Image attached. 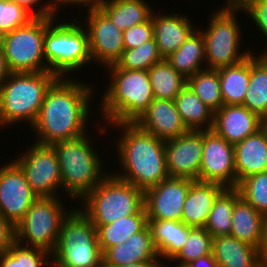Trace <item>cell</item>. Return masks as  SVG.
I'll list each match as a JSON object with an SVG mask.
<instances>
[{
  "label": "cell",
  "mask_w": 267,
  "mask_h": 267,
  "mask_svg": "<svg viewBox=\"0 0 267 267\" xmlns=\"http://www.w3.org/2000/svg\"><path fill=\"white\" fill-rule=\"evenodd\" d=\"M242 14H246L249 22L251 20V25L259 32L258 34L262 36L263 43L267 45V0H250L243 8ZM264 36V37H263ZM260 50V54H267V46L263 45ZM264 48V49H263Z\"/></svg>",
  "instance_id": "41"
},
{
  "label": "cell",
  "mask_w": 267,
  "mask_h": 267,
  "mask_svg": "<svg viewBox=\"0 0 267 267\" xmlns=\"http://www.w3.org/2000/svg\"><path fill=\"white\" fill-rule=\"evenodd\" d=\"M160 267H175V266H172L171 264H167V262H163Z\"/></svg>",
  "instance_id": "52"
},
{
  "label": "cell",
  "mask_w": 267,
  "mask_h": 267,
  "mask_svg": "<svg viewBox=\"0 0 267 267\" xmlns=\"http://www.w3.org/2000/svg\"><path fill=\"white\" fill-rule=\"evenodd\" d=\"M102 1L103 0H53V4L55 7V11L58 15L62 14V13H60V9L62 7L63 8L64 7L69 8V6H72V9L74 7H76V8L78 7L79 8L78 15H80V12L83 13L84 9L96 8L100 5V3Z\"/></svg>",
  "instance_id": "45"
},
{
  "label": "cell",
  "mask_w": 267,
  "mask_h": 267,
  "mask_svg": "<svg viewBox=\"0 0 267 267\" xmlns=\"http://www.w3.org/2000/svg\"><path fill=\"white\" fill-rule=\"evenodd\" d=\"M37 198L20 167L13 160L4 161L0 165V213L3 217L15 227Z\"/></svg>",
  "instance_id": "15"
},
{
  "label": "cell",
  "mask_w": 267,
  "mask_h": 267,
  "mask_svg": "<svg viewBox=\"0 0 267 267\" xmlns=\"http://www.w3.org/2000/svg\"><path fill=\"white\" fill-rule=\"evenodd\" d=\"M225 189L218 183L194 180L185 197L181 221L204 228L216 199Z\"/></svg>",
  "instance_id": "22"
},
{
  "label": "cell",
  "mask_w": 267,
  "mask_h": 267,
  "mask_svg": "<svg viewBox=\"0 0 267 267\" xmlns=\"http://www.w3.org/2000/svg\"><path fill=\"white\" fill-rule=\"evenodd\" d=\"M250 0H224L223 6L217 8L242 9Z\"/></svg>",
  "instance_id": "48"
},
{
  "label": "cell",
  "mask_w": 267,
  "mask_h": 267,
  "mask_svg": "<svg viewBox=\"0 0 267 267\" xmlns=\"http://www.w3.org/2000/svg\"><path fill=\"white\" fill-rule=\"evenodd\" d=\"M264 120L242 104L223 105L214 112L212 130L233 145L255 134Z\"/></svg>",
  "instance_id": "18"
},
{
  "label": "cell",
  "mask_w": 267,
  "mask_h": 267,
  "mask_svg": "<svg viewBox=\"0 0 267 267\" xmlns=\"http://www.w3.org/2000/svg\"><path fill=\"white\" fill-rule=\"evenodd\" d=\"M99 122L101 123L102 120L96 121L93 124L95 126H92L97 130L95 131L96 135L109 134L106 130L108 128L120 131L117 133L118 138L115 136L114 139H116L112 142H115V145L110 150L113 148L114 150L109 153L112 154L110 158H114L109 162L118 163L113 165L116 168L113 170L116 171L110 169L112 174L143 192L169 177L166 168L164 140L142 130L136 123H113L107 126L103 122L101 124Z\"/></svg>",
  "instance_id": "2"
},
{
  "label": "cell",
  "mask_w": 267,
  "mask_h": 267,
  "mask_svg": "<svg viewBox=\"0 0 267 267\" xmlns=\"http://www.w3.org/2000/svg\"><path fill=\"white\" fill-rule=\"evenodd\" d=\"M162 263H163L162 261H148V262L126 264L120 267H160Z\"/></svg>",
  "instance_id": "50"
},
{
  "label": "cell",
  "mask_w": 267,
  "mask_h": 267,
  "mask_svg": "<svg viewBox=\"0 0 267 267\" xmlns=\"http://www.w3.org/2000/svg\"><path fill=\"white\" fill-rule=\"evenodd\" d=\"M67 199V200H65ZM69 200V201H68ZM67 197H39L15 225V241L53 253L63 220L76 207ZM65 202H69L67 206ZM74 205V207L72 206Z\"/></svg>",
  "instance_id": "10"
},
{
  "label": "cell",
  "mask_w": 267,
  "mask_h": 267,
  "mask_svg": "<svg viewBox=\"0 0 267 267\" xmlns=\"http://www.w3.org/2000/svg\"><path fill=\"white\" fill-rule=\"evenodd\" d=\"M174 102L188 130H212L214 112L187 84L174 98Z\"/></svg>",
  "instance_id": "31"
},
{
  "label": "cell",
  "mask_w": 267,
  "mask_h": 267,
  "mask_svg": "<svg viewBox=\"0 0 267 267\" xmlns=\"http://www.w3.org/2000/svg\"><path fill=\"white\" fill-rule=\"evenodd\" d=\"M217 71L224 105L243 104L250 81V55L238 64Z\"/></svg>",
  "instance_id": "32"
},
{
  "label": "cell",
  "mask_w": 267,
  "mask_h": 267,
  "mask_svg": "<svg viewBox=\"0 0 267 267\" xmlns=\"http://www.w3.org/2000/svg\"><path fill=\"white\" fill-rule=\"evenodd\" d=\"M184 267H219V264L211 253L189 262Z\"/></svg>",
  "instance_id": "46"
},
{
  "label": "cell",
  "mask_w": 267,
  "mask_h": 267,
  "mask_svg": "<svg viewBox=\"0 0 267 267\" xmlns=\"http://www.w3.org/2000/svg\"><path fill=\"white\" fill-rule=\"evenodd\" d=\"M85 11L86 18H82V15L77 18L82 21V25L87 30L90 55L94 66L96 64L98 68L104 69L121 58L125 50L123 31L99 7Z\"/></svg>",
  "instance_id": "13"
},
{
  "label": "cell",
  "mask_w": 267,
  "mask_h": 267,
  "mask_svg": "<svg viewBox=\"0 0 267 267\" xmlns=\"http://www.w3.org/2000/svg\"><path fill=\"white\" fill-rule=\"evenodd\" d=\"M204 48V36L196 28L180 48L165 59L177 72L188 78L206 68Z\"/></svg>",
  "instance_id": "29"
},
{
  "label": "cell",
  "mask_w": 267,
  "mask_h": 267,
  "mask_svg": "<svg viewBox=\"0 0 267 267\" xmlns=\"http://www.w3.org/2000/svg\"><path fill=\"white\" fill-rule=\"evenodd\" d=\"M199 181L214 182L236 188L234 145L213 130L203 131V152Z\"/></svg>",
  "instance_id": "14"
},
{
  "label": "cell",
  "mask_w": 267,
  "mask_h": 267,
  "mask_svg": "<svg viewBox=\"0 0 267 267\" xmlns=\"http://www.w3.org/2000/svg\"><path fill=\"white\" fill-rule=\"evenodd\" d=\"M194 180L168 177L144 192L148 220L181 221L186 194Z\"/></svg>",
  "instance_id": "16"
},
{
  "label": "cell",
  "mask_w": 267,
  "mask_h": 267,
  "mask_svg": "<svg viewBox=\"0 0 267 267\" xmlns=\"http://www.w3.org/2000/svg\"><path fill=\"white\" fill-rule=\"evenodd\" d=\"M148 225L145 207L136 214L121 217L110 224H94L102 254L110 247L126 242L130 235L142 231Z\"/></svg>",
  "instance_id": "30"
},
{
  "label": "cell",
  "mask_w": 267,
  "mask_h": 267,
  "mask_svg": "<svg viewBox=\"0 0 267 267\" xmlns=\"http://www.w3.org/2000/svg\"><path fill=\"white\" fill-rule=\"evenodd\" d=\"M0 267H52V257L44 249L26 247L14 241L0 256Z\"/></svg>",
  "instance_id": "36"
},
{
  "label": "cell",
  "mask_w": 267,
  "mask_h": 267,
  "mask_svg": "<svg viewBox=\"0 0 267 267\" xmlns=\"http://www.w3.org/2000/svg\"><path fill=\"white\" fill-rule=\"evenodd\" d=\"M99 73L107 84L96 111L104 124L134 123L154 100L148 70H128L109 65ZM105 71V72H104Z\"/></svg>",
  "instance_id": "4"
},
{
  "label": "cell",
  "mask_w": 267,
  "mask_h": 267,
  "mask_svg": "<svg viewBox=\"0 0 267 267\" xmlns=\"http://www.w3.org/2000/svg\"><path fill=\"white\" fill-rule=\"evenodd\" d=\"M52 267H103L96 227L76 206L63 220Z\"/></svg>",
  "instance_id": "9"
},
{
  "label": "cell",
  "mask_w": 267,
  "mask_h": 267,
  "mask_svg": "<svg viewBox=\"0 0 267 267\" xmlns=\"http://www.w3.org/2000/svg\"><path fill=\"white\" fill-rule=\"evenodd\" d=\"M98 7L122 31L148 21L157 9L146 0H103Z\"/></svg>",
  "instance_id": "27"
},
{
  "label": "cell",
  "mask_w": 267,
  "mask_h": 267,
  "mask_svg": "<svg viewBox=\"0 0 267 267\" xmlns=\"http://www.w3.org/2000/svg\"><path fill=\"white\" fill-rule=\"evenodd\" d=\"M60 18L56 17L46 28L44 57L49 72L58 77L73 78L80 76L77 71L83 73L84 67L93 66L88 33L77 16H71L69 20Z\"/></svg>",
  "instance_id": "6"
},
{
  "label": "cell",
  "mask_w": 267,
  "mask_h": 267,
  "mask_svg": "<svg viewBox=\"0 0 267 267\" xmlns=\"http://www.w3.org/2000/svg\"><path fill=\"white\" fill-rule=\"evenodd\" d=\"M11 74L9 67L6 62V57L4 55L3 49L0 50V84L2 81Z\"/></svg>",
  "instance_id": "47"
},
{
  "label": "cell",
  "mask_w": 267,
  "mask_h": 267,
  "mask_svg": "<svg viewBox=\"0 0 267 267\" xmlns=\"http://www.w3.org/2000/svg\"><path fill=\"white\" fill-rule=\"evenodd\" d=\"M148 226L160 259L167 263L183 247L193 228L174 220H148Z\"/></svg>",
  "instance_id": "26"
},
{
  "label": "cell",
  "mask_w": 267,
  "mask_h": 267,
  "mask_svg": "<svg viewBox=\"0 0 267 267\" xmlns=\"http://www.w3.org/2000/svg\"><path fill=\"white\" fill-rule=\"evenodd\" d=\"M5 33L0 30V50L3 49Z\"/></svg>",
  "instance_id": "51"
},
{
  "label": "cell",
  "mask_w": 267,
  "mask_h": 267,
  "mask_svg": "<svg viewBox=\"0 0 267 267\" xmlns=\"http://www.w3.org/2000/svg\"><path fill=\"white\" fill-rule=\"evenodd\" d=\"M231 219L230 235L241 242L261 249L267 218L240 197L234 203Z\"/></svg>",
  "instance_id": "24"
},
{
  "label": "cell",
  "mask_w": 267,
  "mask_h": 267,
  "mask_svg": "<svg viewBox=\"0 0 267 267\" xmlns=\"http://www.w3.org/2000/svg\"><path fill=\"white\" fill-rule=\"evenodd\" d=\"M187 85L213 112L223 105L217 69L205 68L187 78Z\"/></svg>",
  "instance_id": "35"
},
{
  "label": "cell",
  "mask_w": 267,
  "mask_h": 267,
  "mask_svg": "<svg viewBox=\"0 0 267 267\" xmlns=\"http://www.w3.org/2000/svg\"><path fill=\"white\" fill-rule=\"evenodd\" d=\"M93 224H110L144 208V192L109 172L76 204Z\"/></svg>",
  "instance_id": "7"
},
{
  "label": "cell",
  "mask_w": 267,
  "mask_h": 267,
  "mask_svg": "<svg viewBox=\"0 0 267 267\" xmlns=\"http://www.w3.org/2000/svg\"><path fill=\"white\" fill-rule=\"evenodd\" d=\"M103 267H120L126 264L162 261L156 251L147 225L142 231L130 235L126 242L108 248L103 254Z\"/></svg>",
  "instance_id": "21"
},
{
  "label": "cell",
  "mask_w": 267,
  "mask_h": 267,
  "mask_svg": "<svg viewBox=\"0 0 267 267\" xmlns=\"http://www.w3.org/2000/svg\"><path fill=\"white\" fill-rule=\"evenodd\" d=\"M264 127L267 129V118L264 120Z\"/></svg>",
  "instance_id": "53"
},
{
  "label": "cell",
  "mask_w": 267,
  "mask_h": 267,
  "mask_svg": "<svg viewBox=\"0 0 267 267\" xmlns=\"http://www.w3.org/2000/svg\"><path fill=\"white\" fill-rule=\"evenodd\" d=\"M212 254L219 267H261L260 249L231 235L213 237Z\"/></svg>",
  "instance_id": "25"
},
{
  "label": "cell",
  "mask_w": 267,
  "mask_h": 267,
  "mask_svg": "<svg viewBox=\"0 0 267 267\" xmlns=\"http://www.w3.org/2000/svg\"><path fill=\"white\" fill-rule=\"evenodd\" d=\"M134 123L164 141L177 138L189 131L174 100L154 98L147 110Z\"/></svg>",
  "instance_id": "20"
},
{
  "label": "cell",
  "mask_w": 267,
  "mask_h": 267,
  "mask_svg": "<svg viewBox=\"0 0 267 267\" xmlns=\"http://www.w3.org/2000/svg\"><path fill=\"white\" fill-rule=\"evenodd\" d=\"M12 159L23 171L32 192L39 197H63L60 166L51 145L33 142Z\"/></svg>",
  "instance_id": "12"
},
{
  "label": "cell",
  "mask_w": 267,
  "mask_h": 267,
  "mask_svg": "<svg viewBox=\"0 0 267 267\" xmlns=\"http://www.w3.org/2000/svg\"><path fill=\"white\" fill-rule=\"evenodd\" d=\"M153 38L152 16L148 21L134 25L123 31L125 49H133Z\"/></svg>",
  "instance_id": "42"
},
{
  "label": "cell",
  "mask_w": 267,
  "mask_h": 267,
  "mask_svg": "<svg viewBox=\"0 0 267 267\" xmlns=\"http://www.w3.org/2000/svg\"><path fill=\"white\" fill-rule=\"evenodd\" d=\"M203 152V131L189 130L165 141L166 168L169 177L199 180Z\"/></svg>",
  "instance_id": "17"
},
{
  "label": "cell",
  "mask_w": 267,
  "mask_h": 267,
  "mask_svg": "<svg viewBox=\"0 0 267 267\" xmlns=\"http://www.w3.org/2000/svg\"><path fill=\"white\" fill-rule=\"evenodd\" d=\"M242 105L261 119L267 118V54L250 55V81Z\"/></svg>",
  "instance_id": "28"
},
{
  "label": "cell",
  "mask_w": 267,
  "mask_h": 267,
  "mask_svg": "<svg viewBox=\"0 0 267 267\" xmlns=\"http://www.w3.org/2000/svg\"><path fill=\"white\" fill-rule=\"evenodd\" d=\"M148 73L156 99L174 100L187 84V78L177 72L166 59L155 63Z\"/></svg>",
  "instance_id": "33"
},
{
  "label": "cell",
  "mask_w": 267,
  "mask_h": 267,
  "mask_svg": "<svg viewBox=\"0 0 267 267\" xmlns=\"http://www.w3.org/2000/svg\"><path fill=\"white\" fill-rule=\"evenodd\" d=\"M216 9L209 14L205 28L197 25L204 36L206 68L212 69L238 64L254 52L251 49L255 50L251 46L249 50L242 47V38L247 36L243 34L245 29L237 17L242 9Z\"/></svg>",
  "instance_id": "8"
},
{
  "label": "cell",
  "mask_w": 267,
  "mask_h": 267,
  "mask_svg": "<svg viewBox=\"0 0 267 267\" xmlns=\"http://www.w3.org/2000/svg\"><path fill=\"white\" fill-rule=\"evenodd\" d=\"M35 18L25 7L9 0H0V30L4 33L25 26Z\"/></svg>",
  "instance_id": "40"
},
{
  "label": "cell",
  "mask_w": 267,
  "mask_h": 267,
  "mask_svg": "<svg viewBox=\"0 0 267 267\" xmlns=\"http://www.w3.org/2000/svg\"><path fill=\"white\" fill-rule=\"evenodd\" d=\"M157 42L154 37L133 49H125L121 58L114 64L117 68L128 70H149L155 63L161 62Z\"/></svg>",
  "instance_id": "38"
},
{
  "label": "cell",
  "mask_w": 267,
  "mask_h": 267,
  "mask_svg": "<svg viewBox=\"0 0 267 267\" xmlns=\"http://www.w3.org/2000/svg\"><path fill=\"white\" fill-rule=\"evenodd\" d=\"M239 198L236 188H226L218 196L204 226L212 237L230 235L234 203Z\"/></svg>",
  "instance_id": "34"
},
{
  "label": "cell",
  "mask_w": 267,
  "mask_h": 267,
  "mask_svg": "<svg viewBox=\"0 0 267 267\" xmlns=\"http://www.w3.org/2000/svg\"><path fill=\"white\" fill-rule=\"evenodd\" d=\"M86 79L83 78V81L80 77H59L51 85L31 127L30 131H33L32 135L35 136V141L32 142L52 145L89 132L90 118L95 119L97 113L93 111L97 108L94 106L97 103L92 100L101 95L96 93L99 86L94 87L93 81L87 84Z\"/></svg>",
  "instance_id": "1"
},
{
  "label": "cell",
  "mask_w": 267,
  "mask_h": 267,
  "mask_svg": "<svg viewBox=\"0 0 267 267\" xmlns=\"http://www.w3.org/2000/svg\"><path fill=\"white\" fill-rule=\"evenodd\" d=\"M260 263L261 267H267V222L263 244L260 249Z\"/></svg>",
  "instance_id": "49"
},
{
  "label": "cell",
  "mask_w": 267,
  "mask_h": 267,
  "mask_svg": "<svg viewBox=\"0 0 267 267\" xmlns=\"http://www.w3.org/2000/svg\"><path fill=\"white\" fill-rule=\"evenodd\" d=\"M236 189L244 201L267 217V171L244 178Z\"/></svg>",
  "instance_id": "39"
},
{
  "label": "cell",
  "mask_w": 267,
  "mask_h": 267,
  "mask_svg": "<svg viewBox=\"0 0 267 267\" xmlns=\"http://www.w3.org/2000/svg\"><path fill=\"white\" fill-rule=\"evenodd\" d=\"M9 1H12L17 5L25 7L35 17L59 16L55 11L53 0H9Z\"/></svg>",
  "instance_id": "43"
},
{
  "label": "cell",
  "mask_w": 267,
  "mask_h": 267,
  "mask_svg": "<svg viewBox=\"0 0 267 267\" xmlns=\"http://www.w3.org/2000/svg\"><path fill=\"white\" fill-rule=\"evenodd\" d=\"M172 11L169 13L164 9L163 11L158 9V12L154 10L152 13L153 37L163 59L179 49L197 28L193 25V19L189 18V14L174 12L173 9Z\"/></svg>",
  "instance_id": "19"
},
{
  "label": "cell",
  "mask_w": 267,
  "mask_h": 267,
  "mask_svg": "<svg viewBox=\"0 0 267 267\" xmlns=\"http://www.w3.org/2000/svg\"><path fill=\"white\" fill-rule=\"evenodd\" d=\"M91 136L92 133L89 131L75 139L51 145L57 154L60 166L62 195L71 199L74 204H78L110 172L108 168L106 169L109 164L107 163L110 159L109 154L103 153L111 151L104 149L101 152L99 147H95L94 142L96 139V142L98 141L99 136L94 138Z\"/></svg>",
  "instance_id": "3"
},
{
  "label": "cell",
  "mask_w": 267,
  "mask_h": 267,
  "mask_svg": "<svg viewBox=\"0 0 267 267\" xmlns=\"http://www.w3.org/2000/svg\"><path fill=\"white\" fill-rule=\"evenodd\" d=\"M15 227L0 213V256L8 251L15 241Z\"/></svg>",
  "instance_id": "44"
},
{
  "label": "cell",
  "mask_w": 267,
  "mask_h": 267,
  "mask_svg": "<svg viewBox=\"0 0 267 267\" xmlns=\"http://www.w3.org/2000/svg\"><path fill=\"white\" fill-rule=\"evenodd\" d=\"M234 158L236 184L250 175L267 171V129L263 126L235 144Z\"/></svg>",
  "instance_id": "23"
},
{
  "label": "cell",
  "mask_w": 267,
  "mask_h": 267,
  "mask_svg": "<svg viewBox=\"0 0 267 267\" xmlns=\"http://www.w3.org/2000/svg\"><path fill=\"white\" fill-rule=\"evenodd\" d=\"M212 245L213 237L205 228L193 227L183 247L168 263L175 267H184L193 260L211 254Z\"/></svg>",
  "instance_id": "37"
},
{
  "label": "cell",
  "mask_w": 267,
  "mask_h": 267,
  "mask_svg": "<svg viewBox=\"0 0 267 267\" xmlns=\"http://www.w3.org/2000/svg\"><path fill=\"white\" fill-rule=\"evenodd\" d=\"M56 17H36L5 33L3 52L11 72L49 71L44 57L46 28Z\"/></svg>",
  "instance_id": "11"
},
{
  "label": "cell",
  "mask_w": 267,
  "mask_h": 267,
  "mask_svg": "<svg viewBox=\"0 0 267 267\" xmlns=\"http://www.w3.org/2000/svg\"><path fill=\"white\" fill-rule=\"evenodd\" d=\"M59 77L52 72H11L0 84V126L28 128L35 123L47 90ZM16 124V125H15Z\"/></svg>",
  "instance_id": "5"
}]
</instances>
